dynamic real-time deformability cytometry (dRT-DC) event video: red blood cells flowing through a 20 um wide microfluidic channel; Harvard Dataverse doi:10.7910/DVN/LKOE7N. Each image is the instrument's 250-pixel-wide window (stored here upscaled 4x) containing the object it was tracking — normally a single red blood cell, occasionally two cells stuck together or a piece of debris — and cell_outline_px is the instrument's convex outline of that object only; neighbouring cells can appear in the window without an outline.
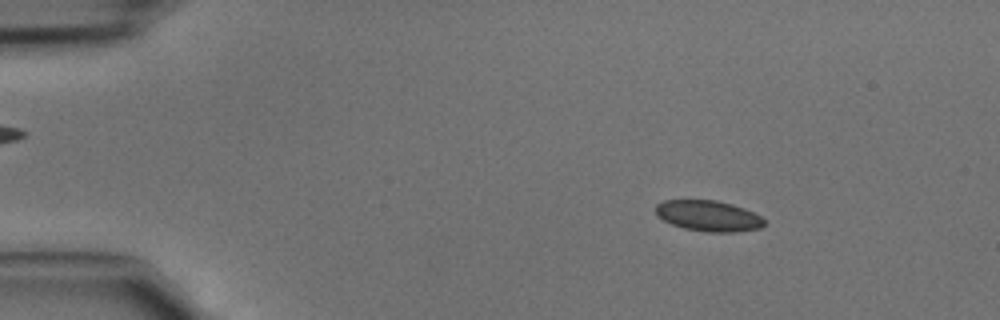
{"species": "common noctule bat (a hibernating species)", "species_latin": "Nyctalus noctula", "temperature_condition": "cold", "stored_images_in_passage": 46, "camera_frame_rate_fps": 3000, "um_per_image_px": 0.085, "animal": {"sex": "male", "body_mass_g": 15.6}, "frame": {"image": 1, "passage_image": 7, "time_ms": 2.0, "image_size_px": [1000, 320], "cell_outline_px": [[764, 224], [760, 228], [732, 232], [708, 232], [684, 228], [672, 224], [656, 216], [656, 204], [664, 200], [716, 200], [732, 204], [744, 208], [760, 216], [764, 220]], "centroid_in_image_um": [60.19, 18.34], "position_along_channel_um": 24.8, "area_um2": 19.36}}
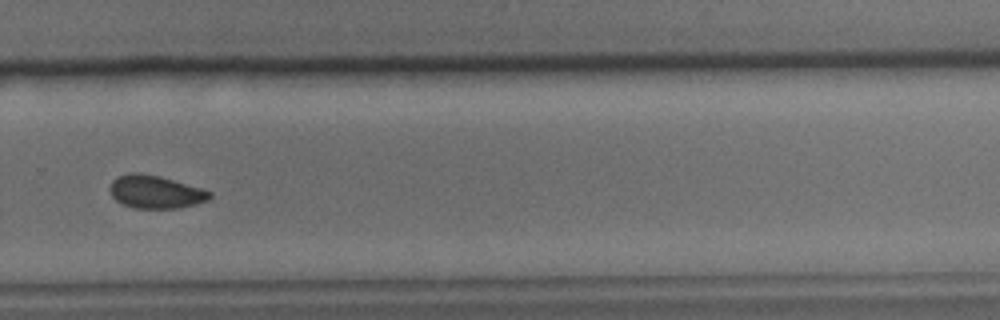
{"frame": {"image": 2, "passage_image": 32, "time_ms": 10.333, "image_size_px": [1000, 320], "cell_outline_px": [[212, 196], [208, 200], [196, 204], [180, 208], [136, 208], [120, 204], [112, 196], [108, 188], [112, 180], [120, 176], [132, 172], [140, 172], [160, 176], [200, 188], [212, 192]], "centroid_in_image_um": [13.19, 16.31], "position_along_channel_um": 316.6, "area_um2": 19.25}}
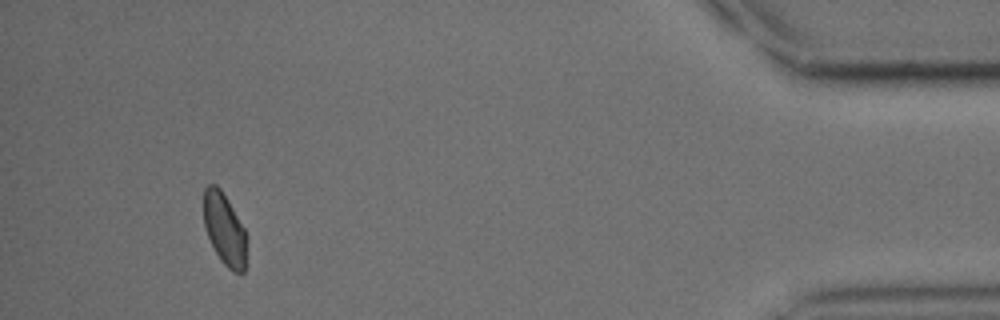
{"frame": {"image": 3, "passage_image": 43, "time_ms": 14.0, "image_size_px": [1000, 320], "cell_outline_px": [[244, 272], [232, 272], [220, 260], [204, 228], [204, 188], [208, 184], [216, 184], [220, 188], [244, 228]], "centroid_in_image_um": [19.03, 19.45], "position_along_channel_um": 416.2, "area_um2": 17.4}}